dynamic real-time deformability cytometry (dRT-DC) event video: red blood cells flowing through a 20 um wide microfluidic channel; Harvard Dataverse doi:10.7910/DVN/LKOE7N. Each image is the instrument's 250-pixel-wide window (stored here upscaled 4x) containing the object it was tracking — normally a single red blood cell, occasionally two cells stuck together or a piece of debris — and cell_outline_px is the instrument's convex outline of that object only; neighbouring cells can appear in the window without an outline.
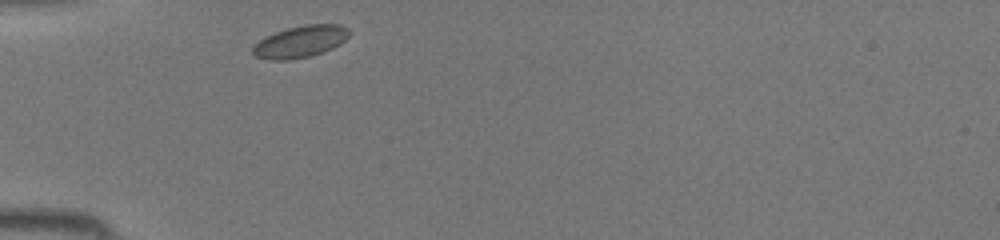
{"species": "common noctule bat (a hibernating species)", "species_latin": "Nyctalus noctula", "temperature_condition": "room temperature", "stored_images_in_passage": 25, "camera_frame_rate_fps": 3000, "um_per_image_px": 0.085, "animal": {"sex": "female", "body_mass_g": 19.5, "forearm_length_mm": 54.1}, "frame": {"image": 1, "passage_image": 1, "time_ms": 0.0, "image_size_px": [1000, 240], "cell_outline_px": [[352, 32], [340, 44], [324, 52], [308, 56], [288, 60], [268, 60], [256, 56], [252, 52], [252, 48], [264, 36], [288, 28], [304, 24], [340, 24], [348, 28]], "centroid_in_image_um": [25.55, 3.53], "position_along_channel_um": 59.4, "area_um2": 17.92}}
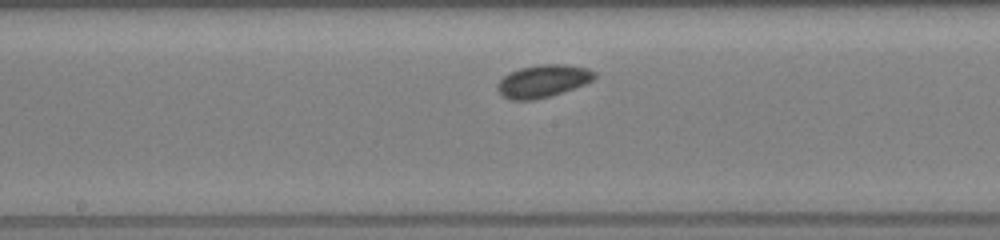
{"frame": {"image": 2, "passage_image": 11, "time_ms": 3.333, "image_size_px": [1000, 240], "cell_outline_px": [[596, 76], [592, 80], [584, 84], [536, 100], [508, 100], [496, 88], [496, 84], [508, 72], [520, 68], [540, 64], [564, 64], [588, 68], [596, 72]], "centroid_in_image_um": [46.12, 6.88], "position_along_channel_um": 202.1, "area_um2": 18.32}}
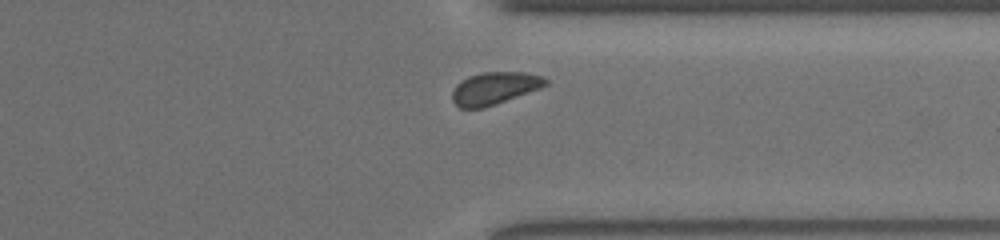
{"frame": {"image": 3, "passage_image": 22, "time_ms": 7.0, "image_size_px": [1000, 240], "cell_outline_px": [[548, 84], [540, 88], [496, 104], [484, 108], [460, 108], [452, 100], [452, 92], [456, 84], [460, 80], [468, 76], [484, 72], [524, 72], [544, 76], [548, 80]], "centroid_in_image_um": [42.03, 7.49], "position_along_channel_um": 369.4, "area_um2": 17.69}}